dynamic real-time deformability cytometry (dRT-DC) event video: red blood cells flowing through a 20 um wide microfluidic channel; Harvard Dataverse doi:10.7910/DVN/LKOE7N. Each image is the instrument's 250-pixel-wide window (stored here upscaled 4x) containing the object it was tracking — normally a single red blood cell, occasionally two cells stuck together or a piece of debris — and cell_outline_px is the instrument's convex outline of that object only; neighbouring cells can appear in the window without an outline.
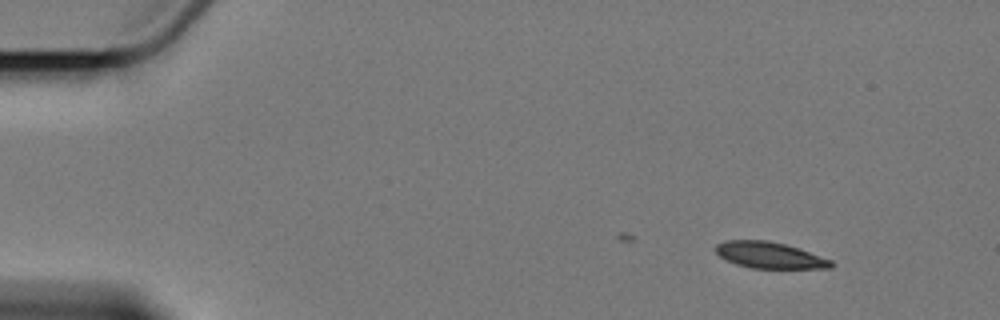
{"species": "Egyptian fruit bat (a non-hibernating species)", "species_latin": "Rousettus aegyptiacus", "temperature_condition": "cold", "stored_images_in_passage": 5, "segment_of_instrument_passage": [1, 2], "camera_frame_rate_fps": 3000, "um_per_image_px": 0.085, "animal": {"sex": "female"}, "frame": {"image": 1, "passage_image": 1, "time_ms": 0.0, "image_size_px": [1000, 320], "cell_outline_px": [[832, 268], [752, 268], [736, 264], [720, 256], [716, 252], [716, 244], [724, 240], [768, 240], [784, 244], [832, 260]], "centroid_in_image_um": [65.38, 21.68], "position_along_channel_um": 19.6, "area_um2": 17.4}}
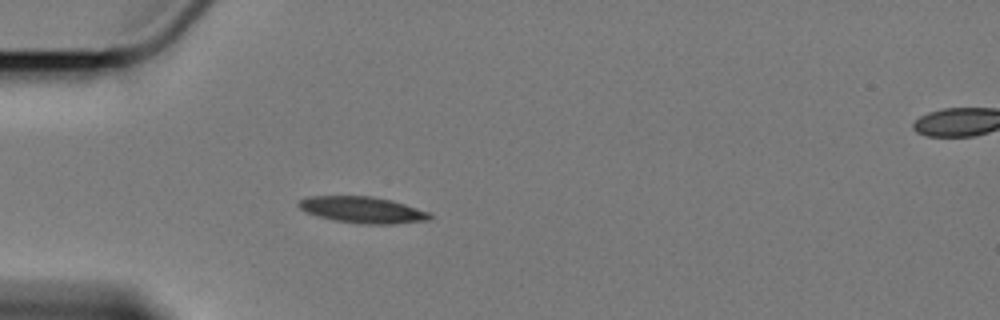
{"frame": {"image": 2, "passage_image": 4, "time_ms": 3.667, "image_size_px": [1000, 320], "cell_outline_px": [[432, 216], [428, 220], [392, 224], [360, 224], [336, 220], [316, 216], [300, 208], [296, 204], [300, 200], [308, 196], [372, 196], [392, 200], [432, 212]], "centroid_in_image_um": [30.85, 17.83], "position_along_channel_um": 54.2, "area_um2": 20.23}}